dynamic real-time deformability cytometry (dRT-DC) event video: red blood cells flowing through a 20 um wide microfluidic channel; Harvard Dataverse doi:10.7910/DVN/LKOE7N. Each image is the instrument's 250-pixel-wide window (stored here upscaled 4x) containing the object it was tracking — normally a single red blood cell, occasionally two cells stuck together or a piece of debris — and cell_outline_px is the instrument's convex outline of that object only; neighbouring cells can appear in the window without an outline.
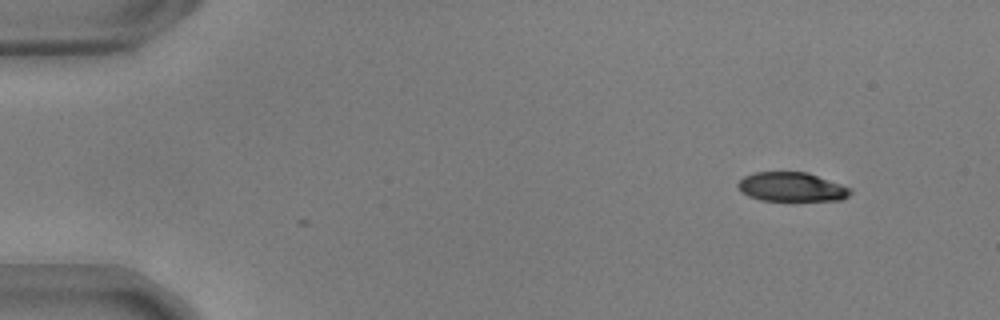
{"species": "common noctule bat (a hibernating species)", "species_latin": "Nyctalus noctula", "temperature_condition": "warm", "stored_images_in_passage": 2, "camera_frame_rate_fps": 3000, "um_per_image_px": 0.085, "animal": {"sex": "male", "body_mass_g": 17.9, "forearm_length_mm": 54.2}, "frame": {"image": 1, "passage_image": 2, "time_ms": 0.333, "image_size_px": [1000, 320], "cell_outline_px": [[852, 192], [848, 196], [840, 200], [760, 200], [748, 196], [740, 192], [736, 184], [744, 176], [752, 172], [808, 172], [852, 188]], "centroid_in_image_um": [67.26, 15.88], "position_along_channel_um": 17.7, "area_um2": 19.19}}